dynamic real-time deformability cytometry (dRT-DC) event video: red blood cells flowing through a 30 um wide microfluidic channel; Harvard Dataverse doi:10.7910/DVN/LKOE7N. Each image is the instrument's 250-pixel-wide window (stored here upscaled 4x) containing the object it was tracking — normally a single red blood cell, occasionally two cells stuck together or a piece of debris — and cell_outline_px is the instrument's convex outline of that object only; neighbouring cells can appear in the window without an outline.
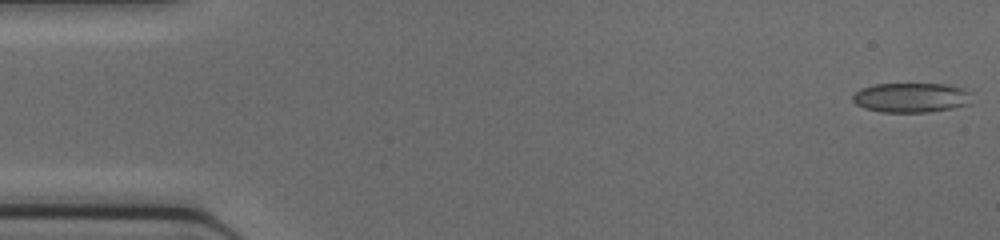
{"species": "common noctule bat (a hibernating species)", "species_latin": "Nyctalus noctula", "temperature_condition": "cold", "stored_images_in_passage": 46, "camera_frame_rate_fps": 3000, "um_per_image_px": 0.085, "animal": {"sex": "female", "body_mass_g": 17.0, "forearm_length_mm": 48.0}, "frame": {"image": 1, "passage_image": 1, "time_ms": 0.0, "image_size_px": [1000, 240], "cell_outline_px": [[972, 104], [952, 108], [928, 112], [880, 112], [864, 108], [856, 104], [852, 100], [852, 96], [860, 88], [876, 84], [948, 84], [964, 88], [972, 92]], "centroid_in_image_um": [77.5, 8.29], "position_along_channel_um": 7.5, "area_um2": 20.92}}
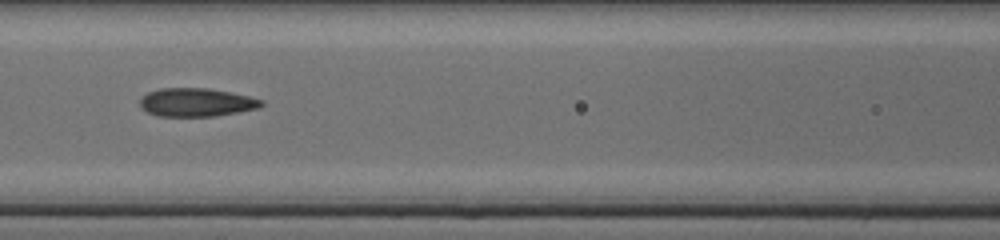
{"frame": {"image": 2, "passage_image": 20, "time_ms": 6.333, "image_size_px": [1000, 240], "cell_outline_px": [[264, 104], [260, 108], [240, 112], [216, 116], [156, 116], [140, 108], [140, 100], [148, 92], [160, 88], [208, 88], [248, 96], [264, 100]], "centroid_in_image_um": [16.71, 8.71], "position_along_channel_um": 149.9, "area_um2": 20.17}}
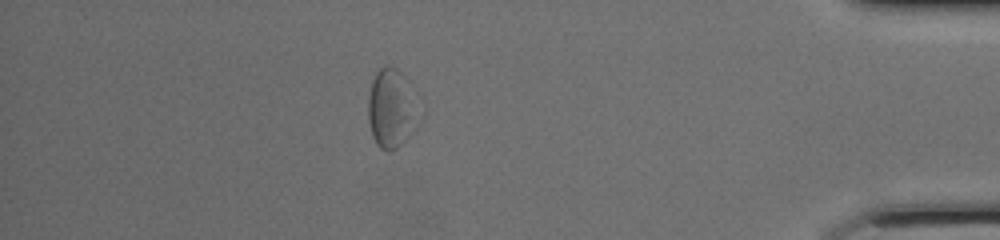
{"frame": {"image": 3, "passage_image": 40, "time_ms": 13.0, "image_size_px": [1000, 240], "cell_outline_px": [[408, 116], [404, 140], [392, 152], [388, 152], [380, 148], [376, 144], [372, 136], [368, 120], [368, 96], [372, 80], [376, 72], [384, 64], [388, 64], [396, 68], [408, 80]], "centroid_in_image_um": [33.01, 9.15], "position_along_channel_um": 402.2, "area_um2": 20.63}}